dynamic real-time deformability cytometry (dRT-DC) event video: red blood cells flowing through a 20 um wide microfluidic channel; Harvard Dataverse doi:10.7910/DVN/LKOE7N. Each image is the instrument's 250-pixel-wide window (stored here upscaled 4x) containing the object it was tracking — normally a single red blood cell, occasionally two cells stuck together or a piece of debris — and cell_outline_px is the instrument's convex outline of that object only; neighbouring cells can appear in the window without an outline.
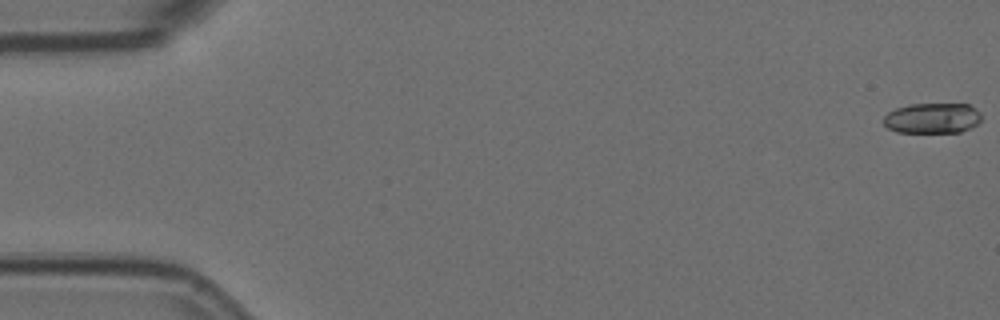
{"species": "Egyptian fruit bat (a non-hibernating species)", "species_latin": "Rousettus aegyptiacus", "temperature_condition": "room temperature", "stored_images_in_passage": 57, "camera_frame_rate_fps": 3000, "um_per_image_px": 0.085, "animal": {"sex": "female"}, "frame": {"image": 1, "passage_image": 1, "time_ms": 0.0, "image_size_px": [1000, 320], "cell_outline_px": [[980, 120], [976, 124], [960, 132], [896, 132], [888, 128], [884, 124], [884, 116], [888, 112], [896, 108], [912, 104], [968, 104], [980, 112]], "centroid_in_image_um": [79.22, 10.04], "position_along_channel_um": 5.8, "area_um2": 17.17}}
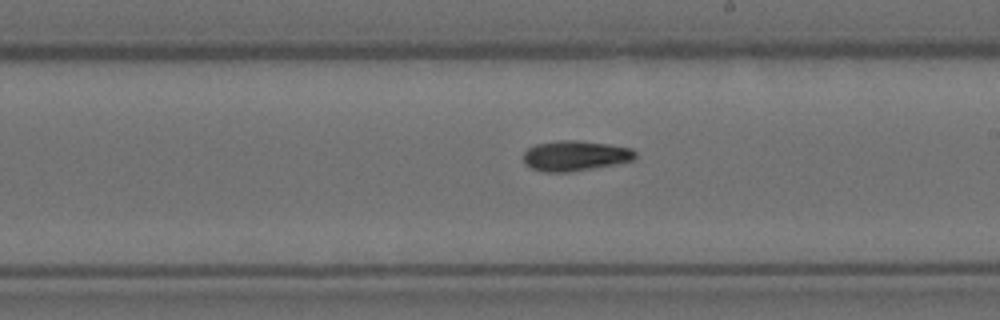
{"frame": {"image": 2, "passage_image": 33, "time_ms": 10.667, "image_size_px": [1000, 320], "cell_outline_px": [[636, 156], [632, 160], [616, 164], [568, 172], [544, 172], [532, 168], [524, 164], [524, 152], [528, 148], [536, 144], [560, 140], [576, 140], [608, 144], [632, 148], [636, 152]], "centroid_in_image_um": [48.88, 13.24], "position_along_channel_um": 240.1, "area_um2": 19.65}}
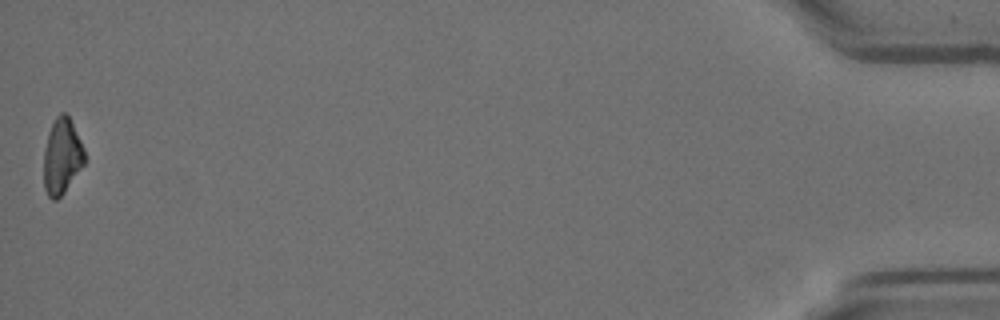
{"frame": {"image": 3, "passage_image": 57, "time_ms": 18.667, "image_size_px": [1000, 320], "cell_outline_px": [[84, 164], [64, 192], [56, 200], [52, 200], [48, 196], [44, 188], [44, 152], [48, 132], [56, 116], [60, 112], [64, 112], [68, 116], [84, 148]], "centroid_in_image_um": [5.25, 13.3], "position_along_channel_um": 430.0, "area_um2": 17.74}}